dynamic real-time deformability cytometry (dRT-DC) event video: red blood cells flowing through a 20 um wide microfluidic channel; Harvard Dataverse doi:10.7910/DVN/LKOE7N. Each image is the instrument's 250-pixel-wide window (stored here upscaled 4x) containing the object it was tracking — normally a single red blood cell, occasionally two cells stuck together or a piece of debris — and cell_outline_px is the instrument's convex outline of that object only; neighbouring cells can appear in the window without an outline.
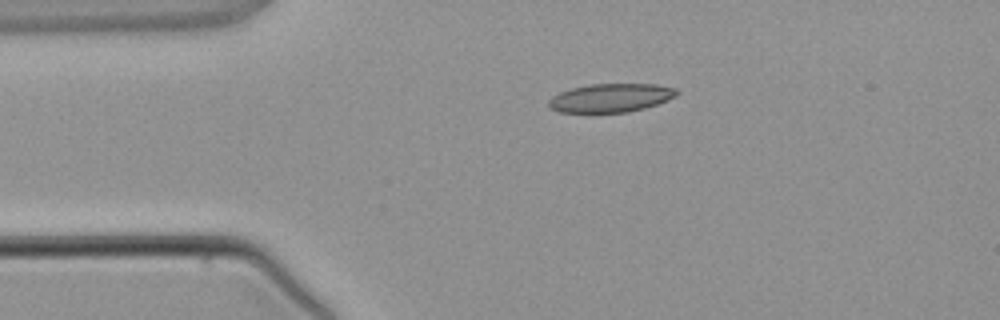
{"species": "common noctule bat (a hibernating species)", "species_latin": "Nyctalus noctula", "temperature_condition": "warm", "stored_images_in_passage": 2, "camera_frame_rate_fps": 3000, "um_per_image_px": 0.085, "animal": {"sex": "male", "body_mass_g": 21.5, "forearm_length_mm": 52.0}, "frame": {"image": 1, "passage_image": 1, "time_ms": 0.0, "image_size_px": [1000, 320], "cell_outline_px": [[680, 92], [676, 96], [668, 100], [644, 108], [628, 112], [560, 112], [548, 108], [548, 100], [552, 96], [560, 92], [572, 88], [588, 84], [656, 84], [676, 88]], "centroid_in_image_um": [51.91, 8.31], "position_along_channel_um": 33.1, "area_um2": 21.39}}